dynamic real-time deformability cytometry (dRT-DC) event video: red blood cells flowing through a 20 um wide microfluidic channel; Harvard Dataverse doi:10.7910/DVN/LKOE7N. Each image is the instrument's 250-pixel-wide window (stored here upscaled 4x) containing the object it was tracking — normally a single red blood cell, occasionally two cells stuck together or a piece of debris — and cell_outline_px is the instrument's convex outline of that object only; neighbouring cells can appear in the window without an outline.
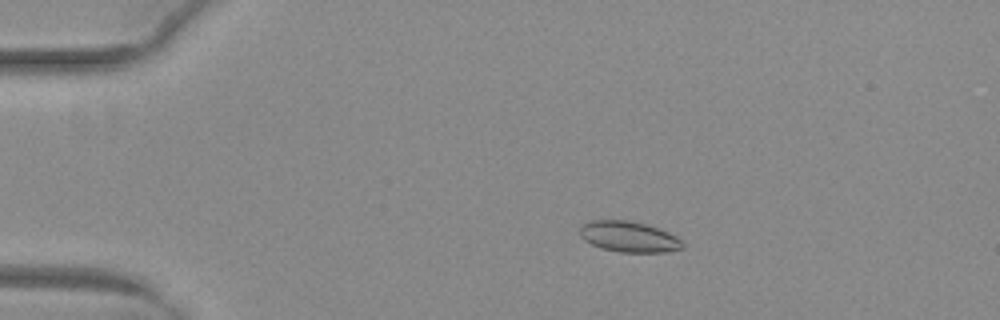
{"species": "common noctule bat (a hibernating species)", "species_latin": "Nyctalus noctula", "temperature_condition": "warm", "stored_images_in_passage": 42, "camera_frame_rate_fps": 3000, "um_per_image_px": 0.085, "animal": {"sex": "female", "body_mass_g": 29.2, "forearm_length_mm": 56.3}, "frame": {"image": 1, "passage_image": 1, "time_ms": 0.0, "image_size_px": [1000, 320], "cell_outline_px": [[684, 248], [664, 252], [620, 252], [600, 248], [584, 240], [580, 236], [580, 224], [588, 220], [632, 220], [648, 224], [668, 232], [684, 240]], "centroid_in_image_um": [53.45, 20.11], "position_along_channel_um": 31.5, "area_um2": 18.79}}
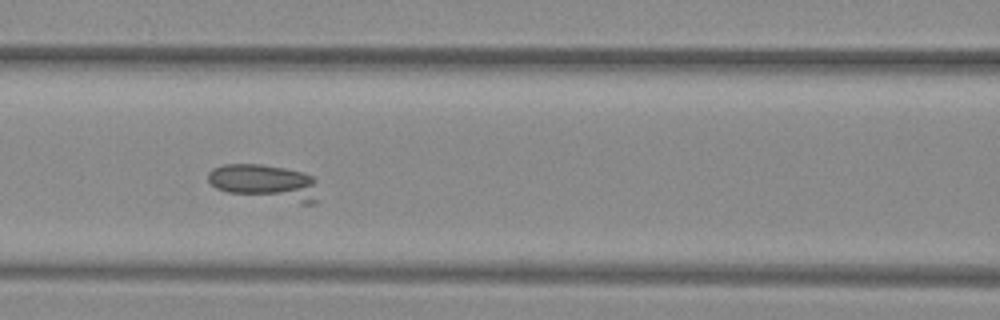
{"frame": {"image": 2, "passage_image": 14, "time_ms": 4.333, "image_size_px": [1000, 320], "cell_outline_px": [[316, 204], [300, 204], [228, 192], [216, 188], [208, 180], [208, 172], [212, 168], [224, 164], [260, 164], [284, 168], [304, 172], [312, 176], [316, 180]], "centroid_in_image_um": [22.54, 15.51], "position_along_channel_um": 144.1, "area_um2": 23.18}}
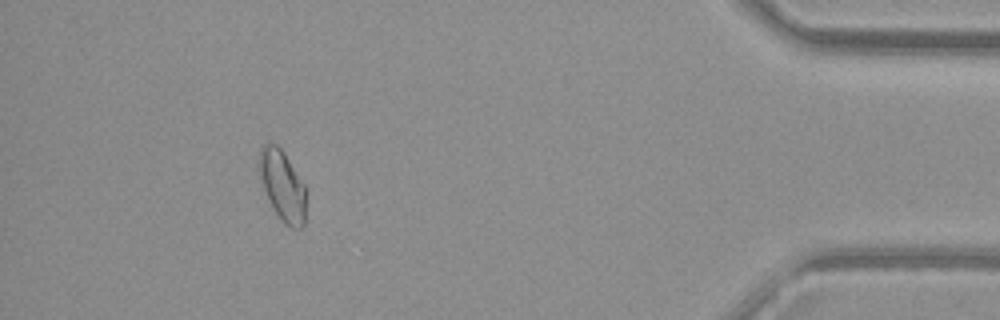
{"frame": {"image": 3, "passage_image": 38, "time_ms": 12.333, "image_size_px": [1000, 320], "cell_outline_px": [[304, 224], [300, 228], [292, 228], [284, 224], [268, 200], [260, 176], [260, 148], [268, 140], [276, 144], [284, 152], [304, 184]], "centroid_in_image_um": [23.99, 15.74], "position_along_channel_um": 411.2, "area_um2": 18.79}}